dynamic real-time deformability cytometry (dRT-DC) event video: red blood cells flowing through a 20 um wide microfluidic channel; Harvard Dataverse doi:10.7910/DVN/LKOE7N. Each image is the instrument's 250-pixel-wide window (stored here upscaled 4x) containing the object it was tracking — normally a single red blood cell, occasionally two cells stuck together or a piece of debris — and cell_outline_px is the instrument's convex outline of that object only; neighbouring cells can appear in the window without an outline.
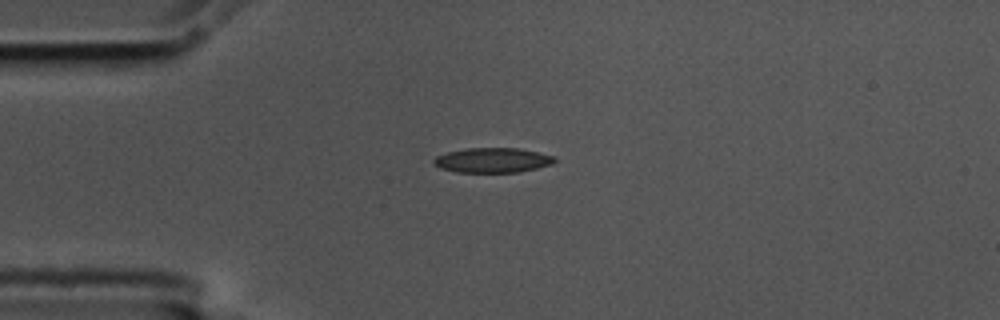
{"species": "common noctule bat (a hibernating species)", "species_latin": "Nyctalus noctula", "temperature_condition": "cold", "stored_images_in_passage": 12, "camera_frame_rate_fps": 3000, "um_per_image_px": 0.085, "animal": {"sex": "male", "body_mass_g": 17.5, "forearm_length_mm": 52.3}, "frame": {"image": 1, "passage_image": 1, "time_ms": 0.0, "image_size_px": [1000, 320], "cell_outline_px": [[556, 160], [552, 164], [536, 168], [516, 172], [456, 172], [440, 168], [432, 160], [436, 156], [448, 152], [468, 148], [516, 148], [556, 156]], "centroid_in_image_um": [41.87, 13.62], "position_along_channel_um": 43.1, "area_um2": 17.28}}
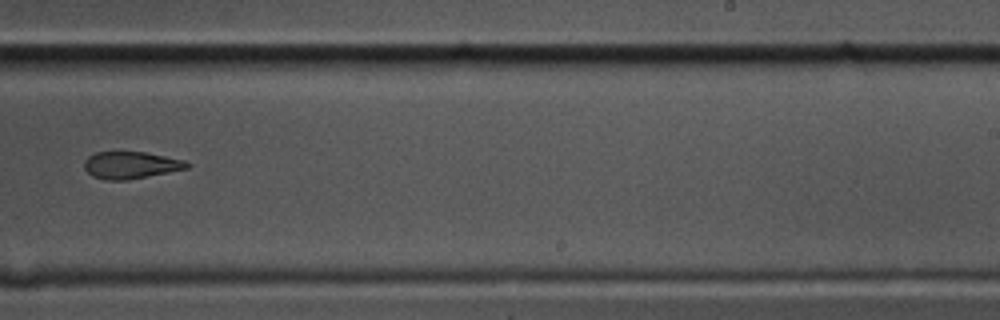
{"frame": {"image": 2, "passage_image": 7, "time_ms": 2.0, "image_size_px": [1000, 320], "cell_outline_px": [[192, 164], [188, 168], [128, 180], [108, 180], [92, 176], [84, 168], [84, 160], [88, 156], [96, 152], [144, 152], [184, 160]], "centroid_in_image_um": [11.11, 14.03], "position_along_channel_um": 277.9, "area_um2": 16.13}}
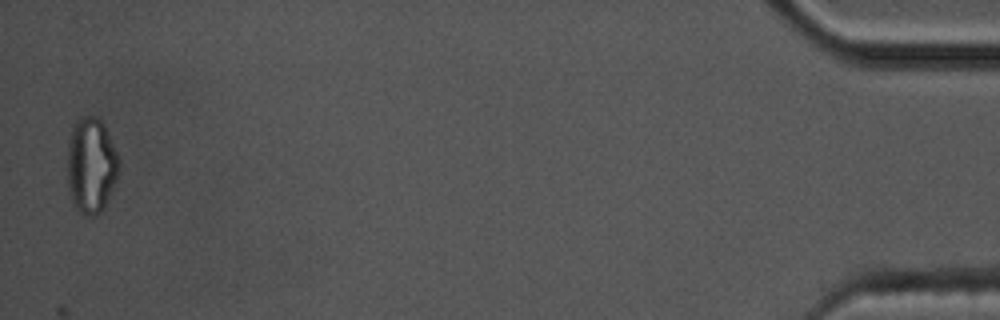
{"frame": {"image": 3, "passage_image": 12, "time_ms": 3.667, "image_size_px": [1000, 320], "cell_outline_px": [[120, 164], [116, 180], [104, 208], [100, 212], [92, 216], [84, 216], [76, 208], [72, 200], [68, 188], [68, 144], [72, 128], [76, 120], [80, 116], [96, 116], [104, 124], [120, 160]], "centroid_in_image_um": [7.75, 14.05], "position_along_channel_um": 427.4, "area_um2": 28.78}}